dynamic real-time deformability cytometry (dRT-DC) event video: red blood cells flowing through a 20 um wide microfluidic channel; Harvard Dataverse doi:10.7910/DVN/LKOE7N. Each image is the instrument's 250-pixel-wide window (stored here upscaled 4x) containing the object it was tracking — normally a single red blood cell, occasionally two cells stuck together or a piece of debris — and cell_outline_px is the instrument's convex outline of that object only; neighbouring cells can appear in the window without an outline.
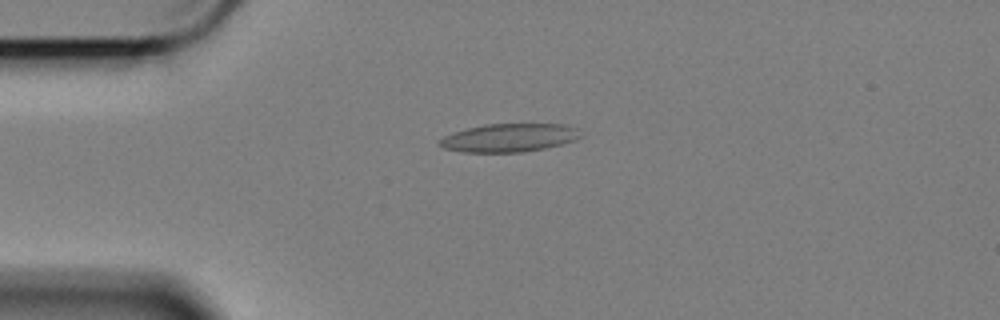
{"species": "Egyptian fruit bat (a non-hibernating species)", "species_latin": "Rousettus aegyptiacus", "temperature_condition": "cold", "stored_images_in_passage": 32, "camera_frame_rate_fps": 3000, "um_per_image_px": 0.085, "animal": {"sex": "female"}, "frame": {"image": 1, "passage_image": 5, "time_ms": 1.333, "image_size_px": [1000, 320], "cell_outline_px": [[580, 136], [576, 140], [544, 148], [524, 152], [464, 152], [444, 148], [436, 144], [436, 140], [444, 136], [468, 128], [484, 124], [564, 124], [576, 128]], "centroid_in_image_um": [43.23, 11.71], "position_along_channel_um": 41.8, "area_um2": 23.12}}
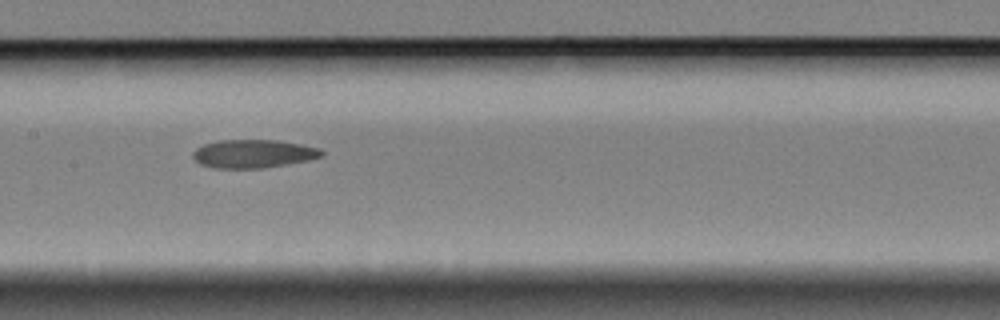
{"frame": {"image": 2, "passage_image": 20, "time_ms": 6.333, "image_size_px": [1000, 320], "cell_outline_px": [[324, 156], [308, 160], [288, 164], [264, 168], [212, 168], [200, 164], [192, 156], [192, 152], [196, 148], [204, 144], [220, 140], [276, 140], [300, 144], [320, 148], [324, 152]], "centroid_in_image_um": [21.54, 13.07], "position_along_channel_um": 185.9, "area_um2": 21.33}}
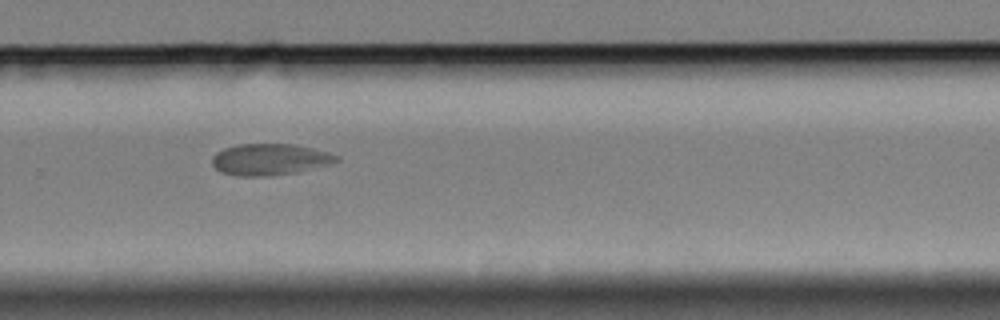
{"frame": {"image": 3, "passage_image": 31, "time_ms": 10.0, "image_size_px": [1000, 320], "cell_outline_px": [[340, 160], [332, 164], [296, 172], [272, 176], [236, 176], [220, 172], [212, 164], [212, 156], [216, 152], [224, 148], [236, 144], [292, 144], [312, 148], [328, 152], [340, 156]], "centroid_in_image_um": [22.93, 13.55], "position_along_channel_um": 306.9, "area_um2": 23.0}}